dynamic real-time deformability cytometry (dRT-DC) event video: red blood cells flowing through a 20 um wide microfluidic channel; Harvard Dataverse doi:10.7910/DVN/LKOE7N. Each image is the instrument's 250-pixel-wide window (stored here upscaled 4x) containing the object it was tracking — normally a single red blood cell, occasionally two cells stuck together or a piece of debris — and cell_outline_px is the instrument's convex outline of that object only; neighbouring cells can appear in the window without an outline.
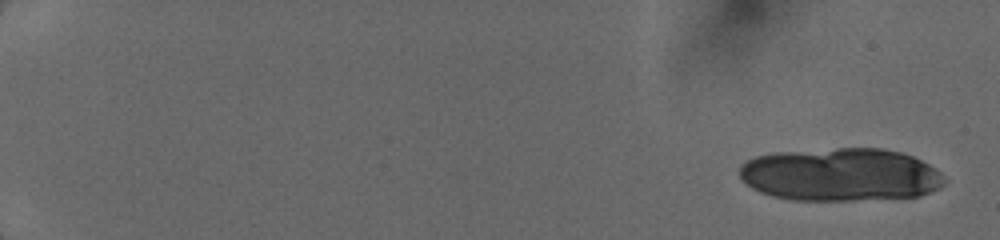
{"species": "human", "species_latin": "Homo sapiens", "temperature_condition": "cold", "stored_images_in_passage": 20, "camera_frame_rate_fps": 3000, "um_per_image_px": 0.085, "donor": {"sex": "female"}, "frame": {"image": 1, "passage_image": 1, "time_ms": 0.0, "image_size_px": [1000, 240], "cell_outline_px": [[948, 180], [940, 188], [932, 192], [920, 196], [856, 200], [788, 200], [772, 196], [760, 192], [752, 188], [740, 176], [740, 164], [756, 156], [776, 152], [840, 148], [880, 148], [900, 152], [912, 156], [928, 164], [940, 172]], "centroid_in_image_um": [71.47, 14.85], "position_along_channel_um": 13.5, "area_um2": 63.58}}
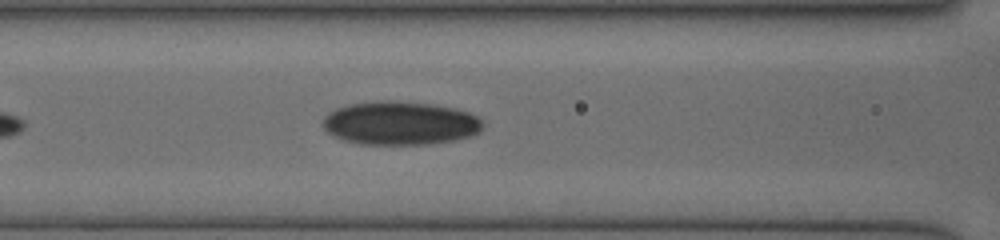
{"frame": {"image": 2, "passage_image": 16, "time_ms": 8.0, "image_size_px": [1000, 240], "cell_outline_px": [[480, 128], [472, 136], [456, 140], [428, 144], [360, 144], [344, 140], [332, 136], [324, 128], [324, 116], [336, 108], [352, 104], [428, 104], [452, 108], [468, 112], [476, 116], [480, 120]], "centroid_in_image_um": [34.0, 10.53], "position_along_channel_um": 132.6, "area_um2": 38.9}}
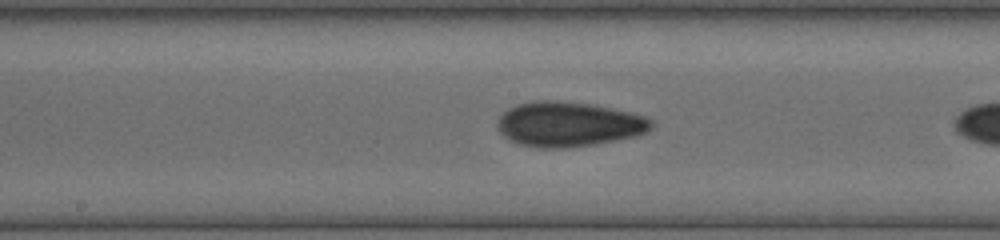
{"frame": {"image": 3, "passage_image": 19, "time_ms": 8.667, "image_size_px": [1000, 240], "cell_outline_px": [[656, 124], [648, 132], [636, 136], [596, 144], [568, 148], [540, 148], [520, 144], [504, 136], [500, 132], [500, 116], [508, 108], [516, 104], [536, 100], [556, 100], [592, 104], [632, 112], [644, 116], [652, 120]], "centroid_in_image_um": [48.4, 10.55], "position_along_channel_um": 199.8, "area_um2": 40.34}}